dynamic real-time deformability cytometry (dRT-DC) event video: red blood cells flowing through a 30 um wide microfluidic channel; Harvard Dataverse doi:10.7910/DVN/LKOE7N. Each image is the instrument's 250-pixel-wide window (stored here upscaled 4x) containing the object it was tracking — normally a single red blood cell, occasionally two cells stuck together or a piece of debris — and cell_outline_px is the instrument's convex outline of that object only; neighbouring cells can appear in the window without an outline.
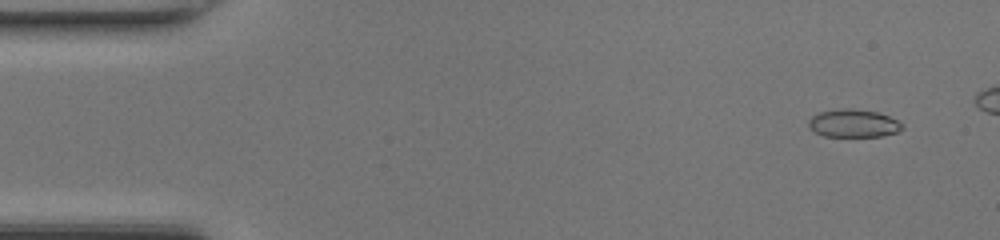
{"species": "common noctule bat (a hibernating species)", "species_latin": "Nyctalus noctula", "temperature_condition": "room temperature", "stored_images_in_passage": 42, "camera_frame_rate_fps": 3000, "um_per_image_px": 0.085, "animal": {"sex": "female", "body_mass_g": 17.0, "forearm_length_mm": 48.0}, "frame": {"image": 1, "passage_image": 3, "time_ms": 0.667, "image_size_px": [1000, 240], "cell_outline_px": [[904, 128], [896, 132], [880, 136], [824, 136], [816, 132], [808, 124], [808, 120], [812, 116], [820, 112], [840, 108], [852, 108], [876, 112], [888, 116], [904, 124]], "centroid_in_image_um": [72.55, 10.47], "position_along_channel_um": 12.5, "area_um2": 15.09}}
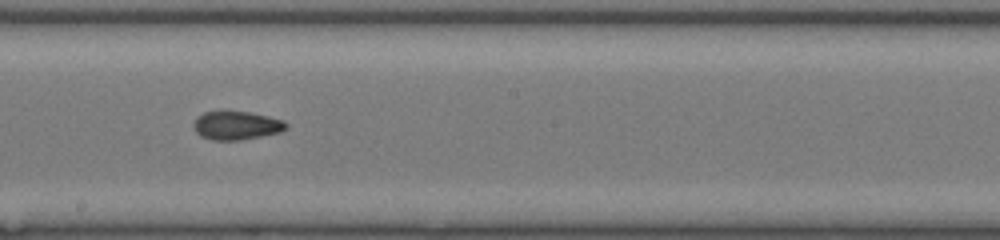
{"frame": {"image": 2, "passage_image": 26, "time_ms": 8.333, "image_size_px": [1000, 240], "cell_outline_px": [[288, 128], [280, 132], [240, 140], [212, 140], [200, 136], [196, 132], [192, 124], [196, 116], [204, 112], [248, 112], [268, 116], [284, 120], [288, 124]], "centroid_in_image_um": [20.09, 10.67], "position_along_channel_um": 228.1, "area_um2": 15.37}}
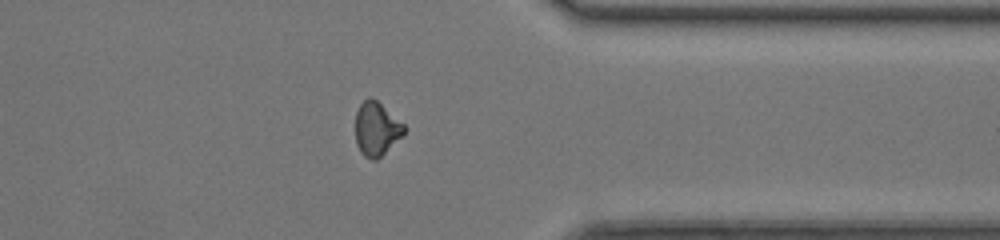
{"frame": {"image": 3, "passage_image": 37, "time_ms": 12.0, "image_size_px": [1000, 240], "cell_outline_px": [[404, 132], [376, 160], [372, 160], [364, 156], [360, 152], [356, 144], [356, 112], [360, 104], [364, 100], [376, 100], [404, 124]], "centroid_in_image_um": [31.96, 10.97], "position_along_channel_um": 379.4, "area_um2": 14.62}, "authors_computed_cell_mechanics": {"area_um2": 15.3748, "velocity_mm_per_s": 4.401, "shape_relaxation_time_tau1_ms": 10.8478, "shape_relaxation_time_tau2_ms": 1.1581, "deformation_change_tau1": 0.2277, "deformation_change_tau2": 0.0636}}